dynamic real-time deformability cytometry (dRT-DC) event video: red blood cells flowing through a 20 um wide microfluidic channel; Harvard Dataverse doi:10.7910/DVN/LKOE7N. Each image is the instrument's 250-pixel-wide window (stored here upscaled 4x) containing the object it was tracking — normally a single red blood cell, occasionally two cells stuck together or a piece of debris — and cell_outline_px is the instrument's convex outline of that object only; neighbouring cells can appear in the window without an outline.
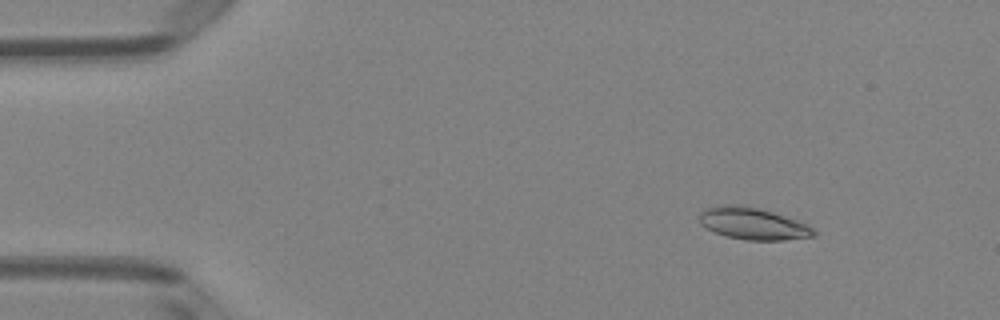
{"species": "Egyptian fruit bat (a non-hibernating species)", "species_latin": "Rousettus aegyptiacus", "temperature_condition": "room temperature", "stored_images_in_passage": 5, "camera_frame_rate_fps": 3000, "um_per_image_px": 0.085, "animal": {"sex": "female"}, "frame": {"image": 1, "passage_image": 2, "time_ms": 0.333, "image_size_px": [1000, 320], "cell_outline_px": [[816, 236], [784, 240], [748, 240], [728, 236], [716, 232], [700, 224], [700, 212], [704, 208], [720, 204], [736, 204], [760, 208], [808, 224], [816, 232]], "centroid_in_image_um": [64.0, 18.99], "position_along_channel_um": 21.0, "area_um2": 21.21}}